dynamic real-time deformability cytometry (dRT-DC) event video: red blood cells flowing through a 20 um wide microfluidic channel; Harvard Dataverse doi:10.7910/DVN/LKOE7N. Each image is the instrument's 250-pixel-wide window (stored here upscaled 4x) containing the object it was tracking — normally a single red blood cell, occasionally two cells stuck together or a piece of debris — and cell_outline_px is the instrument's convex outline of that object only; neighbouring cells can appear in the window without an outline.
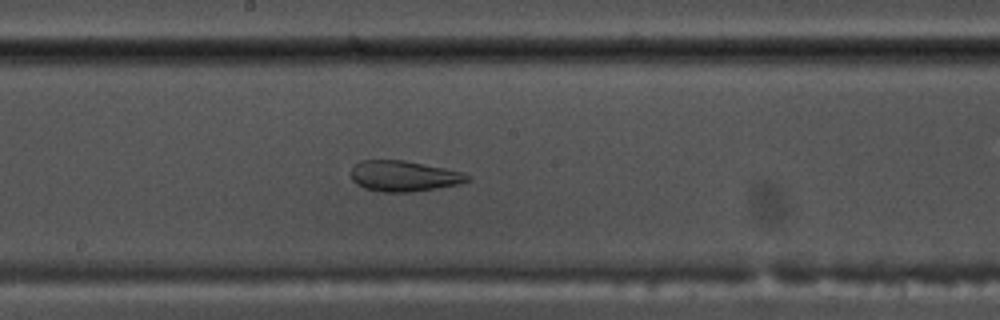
{"species": "common noctule bat (a hibernating species)", "species_latin": "Nyctalus noctula", "temperature_condition": "warm", "stored_images_in_passage": 54, "camera_frame_rate_fps": 3000, "um_per_image_px": 0.085, "animal": {"sex": "male", "body_mass_g": 17.5, "forearm_length_mm": 52.3}, "frame": {"image": 1, "passage_image": 29, "time_ms": 9.333, "image_size_px": [1000, 320], "cell_outline_px": [[472, 180], [456, 184], [436, 188], [412, 192], [384, 192], [364, 188], [356, 184], [352, 180], [352, 164], [360, 160], [404, 160], [444, 168], [460, 172], [472, 176]], "centroid_in_image_um": [34.29, 14.96], "position_along_channel_um": 213.9, "area_um2": 20.81}}
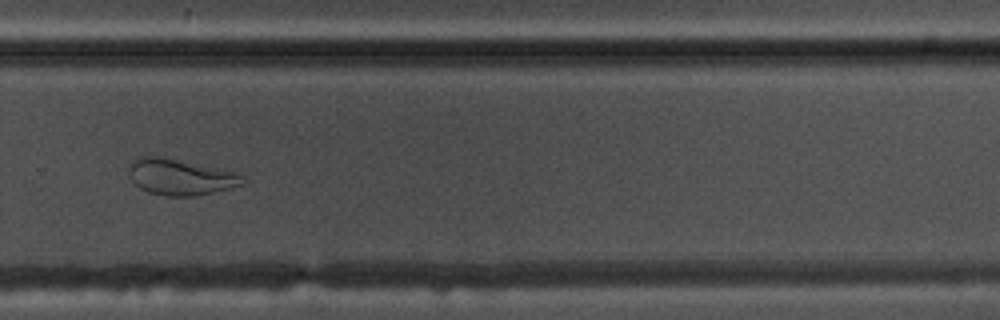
{"frame": {"image": 2, "passage_image": 37, "time_ms": 12.0, "image_size_px": [1000, 320], "cell_outline_px": [[244, 184], [196, 196], [168, 196], [148, 192], [140, 188], [132, 180], [128, 172], [132, 164], [136, 160], [144, 156], [160, 156], [240, 172]], "centroid_in_image_um": [15.36, 15.04], "position_along_channel_um": 314.4, "area_um2": 23.64}}
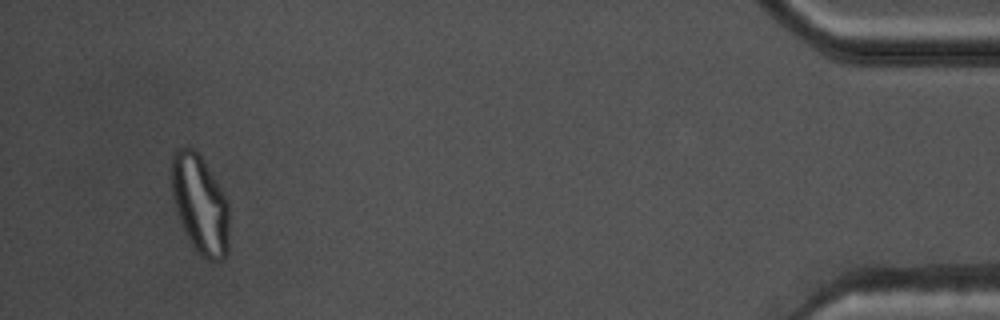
{"frame": {"image": 3, "passage_image": 51, "time_ms": 16.667, "image_size_px": [1000, 320], "cell_outline_px": [[228, 252], [220, 260], [208, 260], [200, 256], [192, 248], [180, 220], [172, 196], [172, 152], [176, 148], [184, 144], [188, 144], [200, 156], [224, 192], [228, 200]], "centroid_in_image_um": [17.0, 17.35], "position_along_channel_um": 418.2, "area_um2": 33.35}}